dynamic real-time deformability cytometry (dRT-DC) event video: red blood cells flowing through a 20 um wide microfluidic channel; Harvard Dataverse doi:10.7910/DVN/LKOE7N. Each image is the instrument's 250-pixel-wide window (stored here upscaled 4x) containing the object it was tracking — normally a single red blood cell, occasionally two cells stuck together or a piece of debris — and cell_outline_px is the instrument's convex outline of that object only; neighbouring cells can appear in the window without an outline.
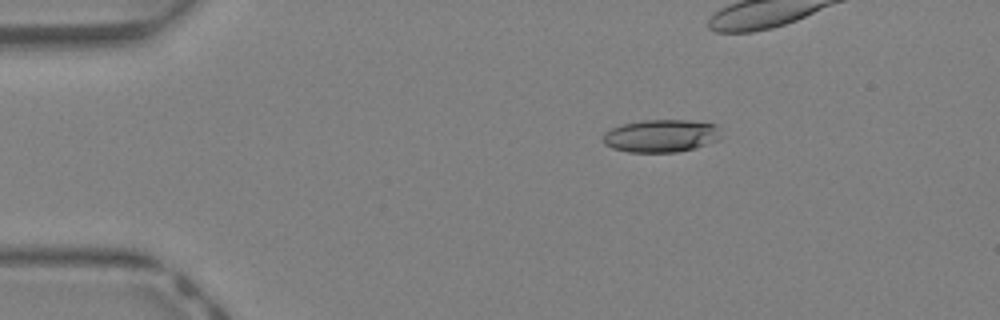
{"species": "Egyptian fruit bat (a non-hibernating species)", "species_latin": "Rousettus aegyptiacus", "temperature_condition": "warm", "stored_images_in_passage": 28, "camera_frame_rate_fps": 3000, "um_per_image_px": 0.085, "animal": {"sex": "female"}, "frame": {"image": 1, "passage_image": 1, "time_ms": 0.0, "image_size_px": [1000, 320], "cell_outline_px": [[720, 140], [696, 148], [676, 152], [628, 152], [612, 148], [604, 144], [604, 132], [612, 128], [624, 124], [644, 120], [688, 120], [716, 124], [720, 128]], "centroid_in_image_um": [56.23, 11.55], "position_along_channel_um": 28.8, "area_um2": 22.6}}
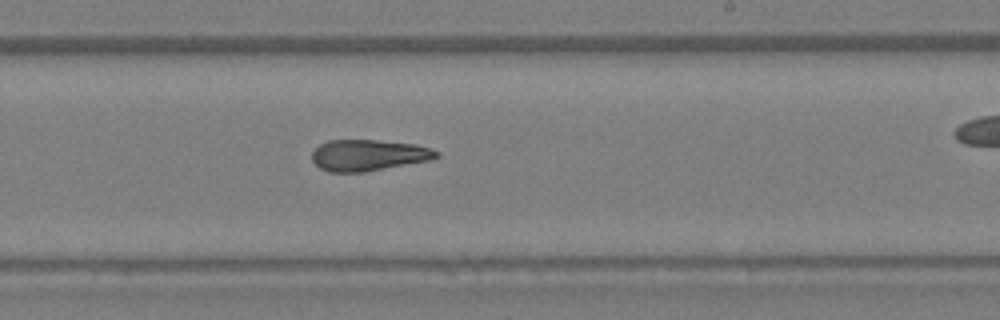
{"frame": {"image": 2, "passage_image": 19, "time_ms": 6.0, "image_size_px": [1000, 320], "cell_outline_px": [[440, 156], [432, 160], [364, 172], [328, 172], [320, 168], [312, 160], [312, 152], [320, 144], [328, 140], [376, 140], [416, 144], [432, 148], [440, 152]], "centroid_in_image_um": [31.35, 13.19], "position_along_channel_um": 257.6, "area_um2": 22.83}}
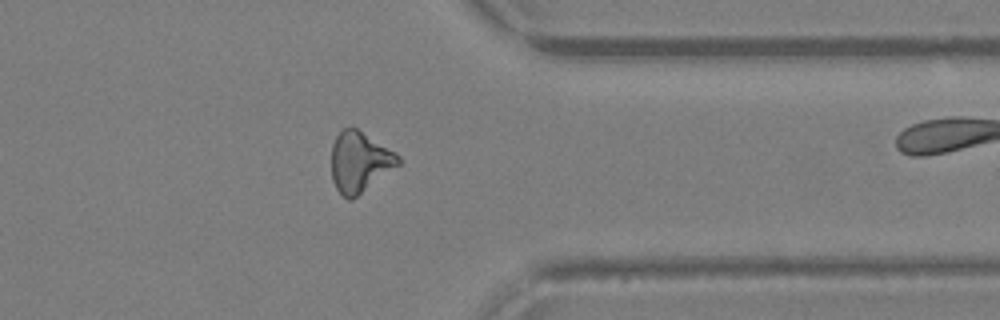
{"frame": {"image": 3, "passage_image": 27, "time_ms": 8.667, "image_size_px": [1000, 320], "cell_outline_px": [[400, 164], [352, 200], [348, 200], [336, 188], [332, 180], [332, 144], [336, 136], [344, 128], [356, 128], [396, 152], [400, 156]], "centroid_in_image_um": [30.57, 13.77], "position_along_channel_um": 380.8, "area_um2": 23.35}}